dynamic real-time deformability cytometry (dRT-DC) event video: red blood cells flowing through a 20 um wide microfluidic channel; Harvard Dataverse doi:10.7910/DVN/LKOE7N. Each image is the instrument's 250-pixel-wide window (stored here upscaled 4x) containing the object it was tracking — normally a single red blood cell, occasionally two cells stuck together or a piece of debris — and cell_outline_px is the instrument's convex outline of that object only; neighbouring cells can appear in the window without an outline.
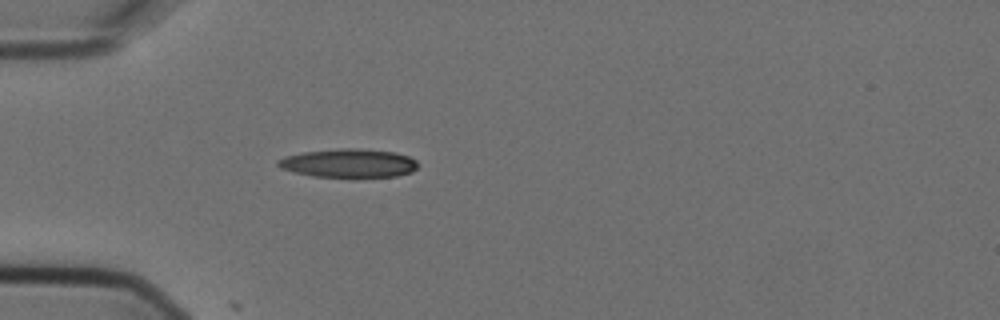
{"species": "Egyptian fruit bat (a non-hibernating species)", "species_latin": "Rousettus aegyptiacus", "temperature_condition": "cold", "stored_images_in_passage": 1, "camera_frame_rate_fps": 3000, "um_per_image_px": 0.085, "animal": {"sex": "female"}, "frame": {"image": 1, "passage_image": 1, "time_ms": 0.0, "image_size_px": [1000, 320], "cell_outline_px": [[416, 168], [412, 172], [396, 176], [312, 176], [280, 168], [276, 164], [276, 160], [284, 156], [304, 152], [340, 148], [360, 148], [396, 152], [408, 156], [416, 160]], "centroid_in_image_um": [29.62, 13.85], "position_along_channel_um": 55.4, "area_um2": 23.12}}